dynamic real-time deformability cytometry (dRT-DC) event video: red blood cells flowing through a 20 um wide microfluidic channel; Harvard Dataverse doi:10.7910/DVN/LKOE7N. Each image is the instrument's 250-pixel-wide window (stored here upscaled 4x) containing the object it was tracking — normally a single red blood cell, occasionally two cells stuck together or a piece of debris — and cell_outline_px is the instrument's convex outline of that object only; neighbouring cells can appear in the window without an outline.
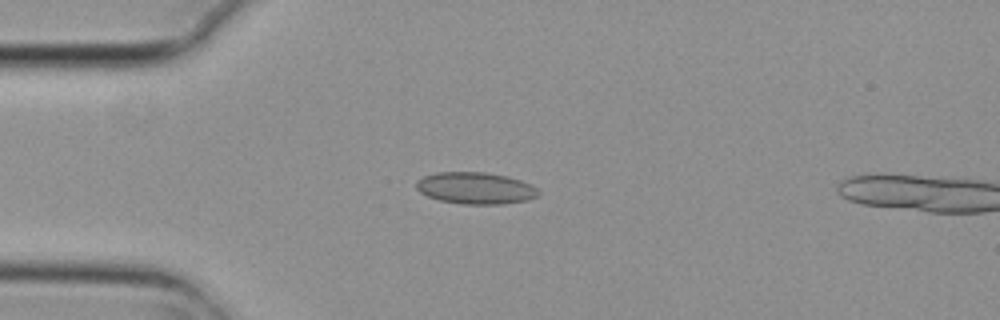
{"species": "common noctule bat (a hibernating species)", "species_latin": "Nyctalus noctula", "temperature_condition": "cold", "stored_images_in_passage": 2, "camera_frame_rate_fps": 3000, "um_per_image_px": 0.085, "animal": {"sex": "female", "body_mass_g": 29.2, "forearm_length_mm": 56.3}, "frame": {"image": 1, "passage_image": 1, "time_ms": 0.0, "image_size_px": [1000, 320], "cell_outline_px": [[540, 192], [536, 196], [528, 200], [504, 204], [464, 204], [440, 200], [428, 196], [420, 192], [416, 188], [416, 180], [424, 176], [436, 172], [484, 172], [508, 176], [532, 184]], "centroid_in_image_um": [40.42, 15.98], "position_along_channel_um": 44.6, "area_um2": 22.66}}